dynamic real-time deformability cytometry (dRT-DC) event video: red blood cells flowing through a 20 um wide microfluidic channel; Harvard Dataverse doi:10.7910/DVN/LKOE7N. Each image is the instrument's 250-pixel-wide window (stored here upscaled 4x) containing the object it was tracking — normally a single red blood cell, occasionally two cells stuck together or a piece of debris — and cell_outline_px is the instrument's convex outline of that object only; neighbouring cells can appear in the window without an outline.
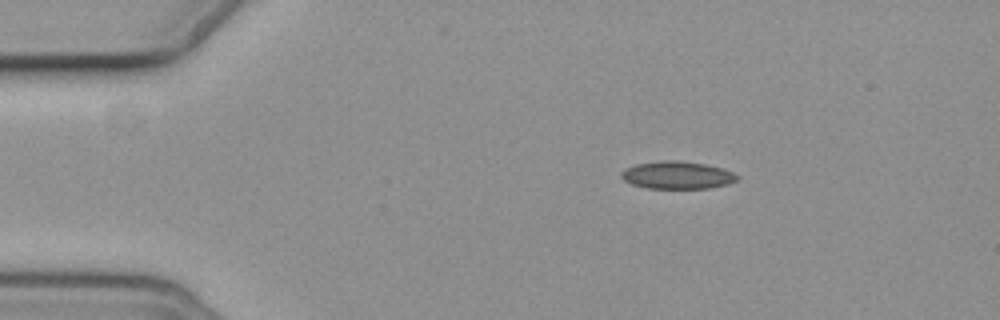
{"species": "common noctule bat (a hibernating species)", "species_latin": "Nyctalus noctula", "temperature_condition": "cold", "stored_images_in_passage": 4, "segment_of_instrument_passage": [1, 2], "camera_frame_rate_fps": 3000, "um_per_image_px": 0.085, "animal": {"sex": "female", "body_mass_g": 19.3, "forearm_length_mm": 54.1}, "frame": {"image": 1, "passage_image": 1, "time_ms": 0.0, "image_size_px": [1000, 320], "cell_outline_px": [[740, 176], [736, 180], [728, 184], [708, 188], [648, 188], [632, 184], [624, 180], [620, 176], [620, 172], [624, 168], [636, 164], [660, 160], [680, 160], [704, 164], [724, 168]], "centroid_in_image_um": [57.55, 14.87], "position_along_channel_um": 27.5, "area_um2": 18.73}}